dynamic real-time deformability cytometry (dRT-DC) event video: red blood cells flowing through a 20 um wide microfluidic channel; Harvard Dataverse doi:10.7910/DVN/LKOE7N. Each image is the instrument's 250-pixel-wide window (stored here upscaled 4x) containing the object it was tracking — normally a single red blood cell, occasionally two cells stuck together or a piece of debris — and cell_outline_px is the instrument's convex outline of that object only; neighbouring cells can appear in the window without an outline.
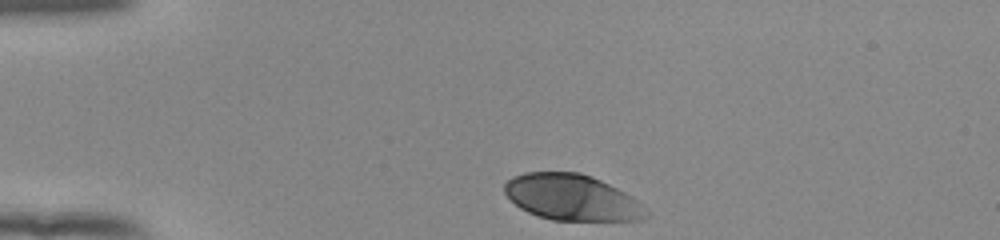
{"species": "human", "species_latin": "Homo sapiens", "temperature_condition": "room temperature", "stored_images_in_passage": 34, "camera_frame_rate_fps": 3000, "um_per_image_px": 0.085, "donor": {"sex": "female"}, "frame": {"image": 1, "passage_image": 1, "time_ms": 0.0, "image_size_px": [1000, 240], "cell_outline_px": [[648, 216], [644, 220], [552, 220], [528, 212], [520, 208], [504, 192], [504, 184], [512, 176], [524, 172], [580, 172], [592, 176], [632, 196], [648, 212]], "centroid_in_image_um": [48.6, 16.78], "position_along_channel_um": 36.4, "area_um2": 37.74}}
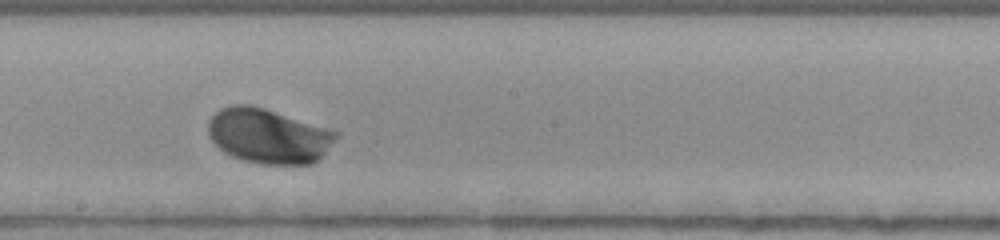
{"frame": {"image": 2, "passage_image": 20, "time_ms": 6.333, "image_size_px": [1000, 240], "cell_outline_px": [[340, 136], [312, 164], [260, 164], [244, 160], [232, 156], [224, 152], [208, 136], [208, 120], [220, 108], [232, 104], [252, 104], [340, 132]], "centroid_in_image_um": [22.8, 11.54], "position_along_channel_um": 225.4, "area_um2": 40.81}}
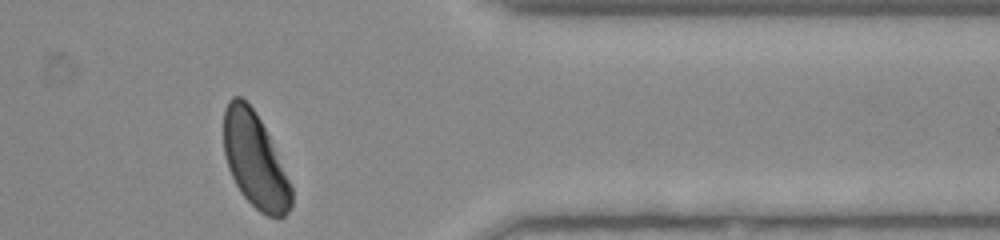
{"frame": {"image": 3, "passage_image": 34, "time_ms": 11.0, "image_size_px": [1000, 240], "cell_outline_px": [[292, 204], [288, 212], [280, 220], [268, 216], [260, 212], [240, 192], [228, 168], [224, 152], [224, 108], [228, 100], [232, 96], [240, 96], [256, 112], [268, 136], [292, 188]], "centroid_in_image_um": [21.65, 13.66], "position_along_channel_um": 389.7, "area_um2": 36.93}, "authors_computed_cell_mechanics": {"area_um2": 38.8416, "velocity_mm_per_s": 3.7941, "shape_relaxation_time_tau1_ms": 1.9162, "shape_relaxation_time_tau2_ms": null, "deformation_change_tau1": 0.1443, "deformation_change_tau2": null}}